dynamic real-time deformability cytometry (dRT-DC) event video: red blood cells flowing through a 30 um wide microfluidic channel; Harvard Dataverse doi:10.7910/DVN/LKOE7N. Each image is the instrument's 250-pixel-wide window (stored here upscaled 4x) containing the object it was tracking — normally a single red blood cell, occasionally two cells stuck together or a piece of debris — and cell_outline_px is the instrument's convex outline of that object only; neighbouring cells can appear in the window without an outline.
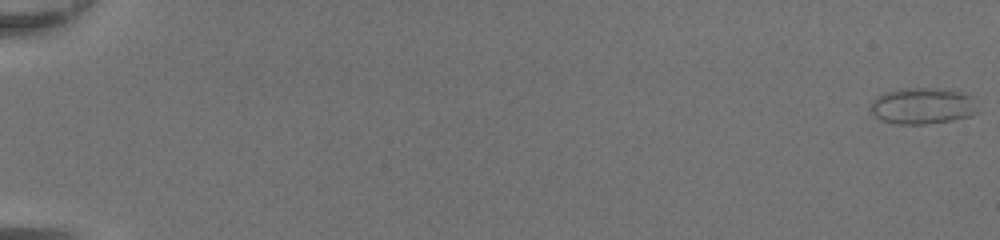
{"species": "common noctule bat (a hibernating species)", "species_latin": "Nyctalus noctula", "temperature_condition": "room temperature", "stored_images_in_passage": 44, "camera_frame_rate_fps": 3000, "um_per_image_px": 0.085, "animal": {"sex": "female", "body_mass_g": 20.0, "forearm_length_mm": 54.0}, "frame": {"image": 1, "passage_image": 1, "time_ms": 0.0, "image_size_px": [1000, 240], "cell_outline_px": [[980, 112], [972, 116], [952, 120], [924, 124], [892, 124], [880, 120], [872, 116], [868, 112], [868, 108], [872, 100], [884, 92], [900, 88], [952, 88], [976, 96]], "centroid_in_image_um": [78.46, 8.99], "position_along_channel_um": 6.5, "area_um2": 23.93}}
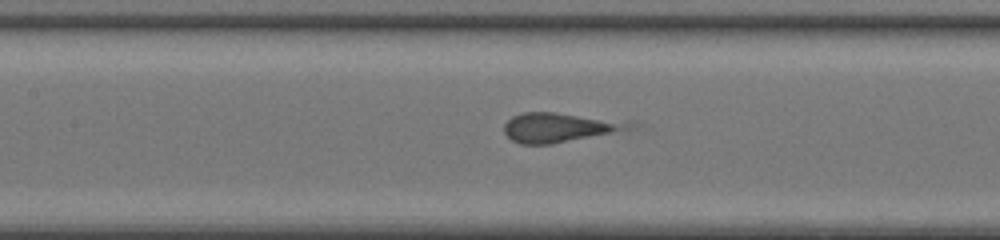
{"frame": {"image": 2, "passage_image": 26, "time_ms": 8.333, "image_size_px": [1000, 240], "cell_outline_px": [[640, 124], [632, 128], [552, 144], [520, 144], [512, 140], [504, 132], [504, 124], [512, 116], [524, 112], [556, 112], [636, 120]], "centroid_in_image_um": [47.65, 10.8], "position_along_channel_um": 159.7, "area_um2": 21.96}}
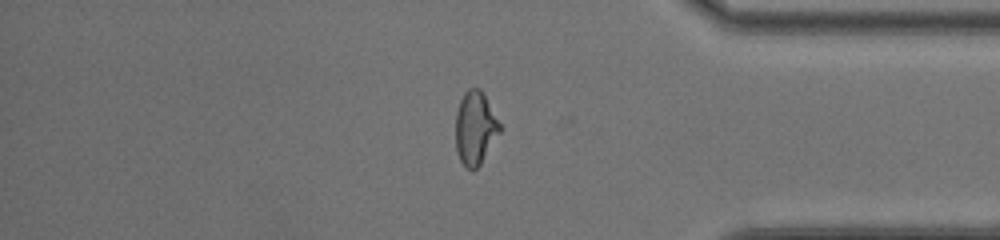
{"frame": {"image": 3, "passage_image": 43, "time_ms": 14.0, "image_size_px": [1000, 240], "cell_outline_px": [[504, 128], [480, 164], [472, 172], [460, 160], [456, 148], [456, 112], [460, 100], [464, 92], [468, 88], [480, 88], [484, 92]], "centroid_in_image_um": [40.44, 10.85], "position_along_channel_um": 394.8, "area_um2": 19.31}}